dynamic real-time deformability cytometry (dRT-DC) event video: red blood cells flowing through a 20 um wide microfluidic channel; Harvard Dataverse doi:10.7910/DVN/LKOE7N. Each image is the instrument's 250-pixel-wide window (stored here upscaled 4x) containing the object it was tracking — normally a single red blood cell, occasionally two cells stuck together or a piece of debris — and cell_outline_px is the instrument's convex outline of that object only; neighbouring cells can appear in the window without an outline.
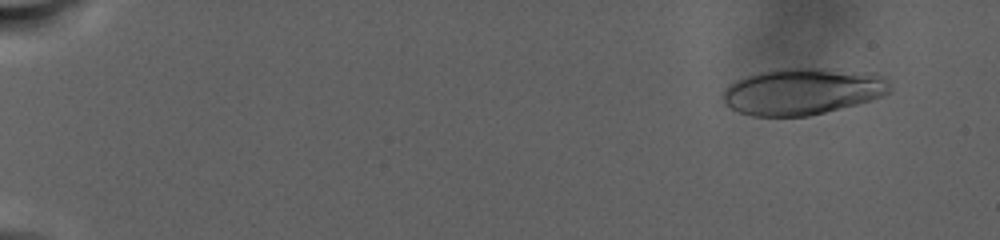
{"species": "human", "species_latin": "Homo sapiens", "temperature_condition": "warm", "stored_images_in_passage": 39, "camera_frame_rate_fps": 3000, "um_per_image_px": 0.085, "donor": {"sex": "male"}, "frame": {"image": 1, "passage_image": 8, "time_ms": 2.667, "image_size_px": [1000, 240], "cell_outline_px": [[892, 92], [856, 104], [808, 116], [752, 116], [740, 112], [732, 108], [724, 100], [724, 92], [736, 80], [760, 72], [780, 68], [812, 68], [884, 80], [892, 88]], "centroid_in_image_um": [68.07, 7.82], "position_along_channel_um": 16.9, "area_um2": 43.0}}
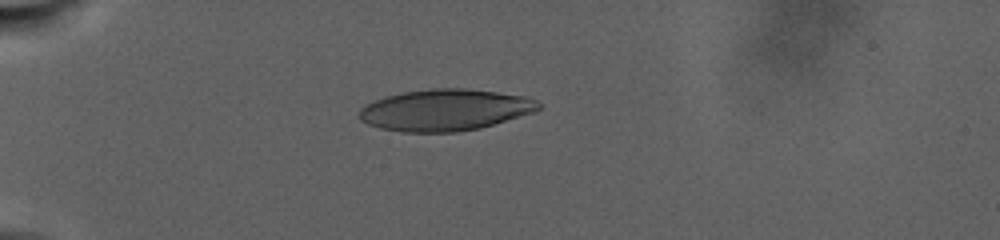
{"frame": {"image": 2, "passage_image": 26, "time_ms": 10.0, "image_size_px": [1000, 240], "cell_outline_px": [[540, 108], [532, 112], [480, 128], [456, 132], [404, 132], [380, 128], [368, 124], [360, 120], [360, 108], [384, 96], [404, 92], [432, 88], [468, 88], [524, 96], [536, 100], [540, 104]], "centroid_in_image_um": [37.81, 9.34], "position_along_channel_um": 47.2, "area_um2": 43.06}}
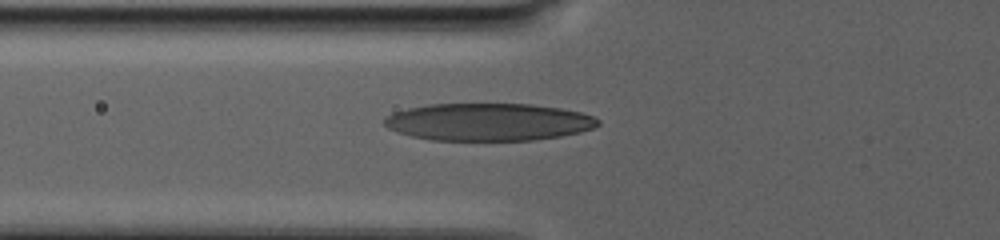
{"frame": {"image": 3, "passage_image": 35, "time_ms": 13.667, "image_size_px": [1000, 240], "cell_outline_px": [[600, 124], [592, 128], [580, 132], [560, 136], [532, 140], [432, 140], [412, 136], [396, 132], [388, 128], [384, 124], [384, 120], [392, 112], [408, 108], [428, 104], [532, 104], [560, 108], [580, 112], [592, 116], [600, 120]], "centroid_in_image_um": [41.5, 10.36], "position_along_channel_um": 84.3, "area_um2": 46.64}}